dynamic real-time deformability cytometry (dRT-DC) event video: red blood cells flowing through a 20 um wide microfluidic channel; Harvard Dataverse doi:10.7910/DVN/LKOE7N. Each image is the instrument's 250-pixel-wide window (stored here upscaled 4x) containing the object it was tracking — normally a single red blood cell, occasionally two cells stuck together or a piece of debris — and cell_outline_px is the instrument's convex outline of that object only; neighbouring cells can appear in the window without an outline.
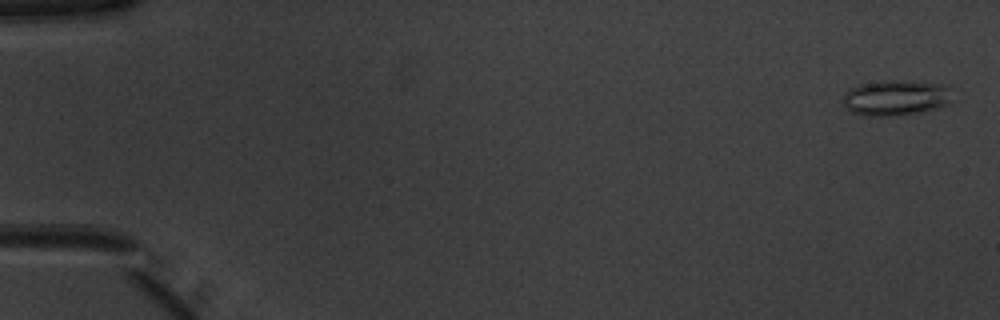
{"species": "common noctule bat (a hibernating species)", "species_latin": "Nyctalus noctula", "temperature_condition": "warm", "stored_images_in_passage": 10, "camera_frame_rate_fps": 3000, "um_per_image_px": 0.085, "animal": {"sex": "male", "body_mass_g": 20.1, "forearm_length_mm": 53.5}, "frame": {"image": 1, "passage_image": 2, "time_ms": 0.333, "image_size_px": [1000, 320], "cell_outline_px": [[952, 100], [948, 104], [916, 112], [892, 116], [864, 116], [852, 112], [844, 104], [844, 92], [848, 88], [860, 84], [880, 80], [892, 80], [948, 84]], "centroid_in_image_um": [76.11, 8.29], "position_along_channel_um": 8.9, "area_um2": 22.6}}